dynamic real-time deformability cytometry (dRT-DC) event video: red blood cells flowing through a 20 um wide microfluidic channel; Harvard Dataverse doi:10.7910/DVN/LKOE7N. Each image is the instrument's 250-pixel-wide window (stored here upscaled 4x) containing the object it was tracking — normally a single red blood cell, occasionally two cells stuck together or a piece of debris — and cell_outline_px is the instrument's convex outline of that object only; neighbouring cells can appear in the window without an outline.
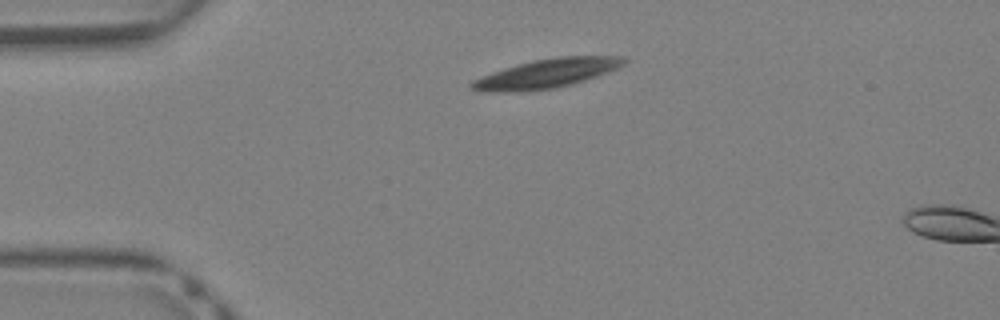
{"species": "Egyptian fruit bat (a non-hibernating species)", "species_latin": "Rousettus aegyptiacus", "temperature_condition": "warm", "stored_images_in_passage": 4, "camera_frame_rate_fps": 3000, "um_per_image_px": 0.085, "animal": {"sex": "female"}, "frame": {"image": 1, "passage_image": 1, "time_ms": 0.0, "image_size_px": [1000, 320], "cell_outline_px": [[628, 60], [624, 64], [608, 72], [572, 84], [556, 88], [520, 92], [488, 92], [468, 88], [468, 84], [472, 80], [492, 72], [516, 64], [532, 60], [556, 56], [624, 56]], "centroid_in_image_um": [46.43, 6.25], "position_along_channel_um": 38.6, "area_um2": 26.01}}